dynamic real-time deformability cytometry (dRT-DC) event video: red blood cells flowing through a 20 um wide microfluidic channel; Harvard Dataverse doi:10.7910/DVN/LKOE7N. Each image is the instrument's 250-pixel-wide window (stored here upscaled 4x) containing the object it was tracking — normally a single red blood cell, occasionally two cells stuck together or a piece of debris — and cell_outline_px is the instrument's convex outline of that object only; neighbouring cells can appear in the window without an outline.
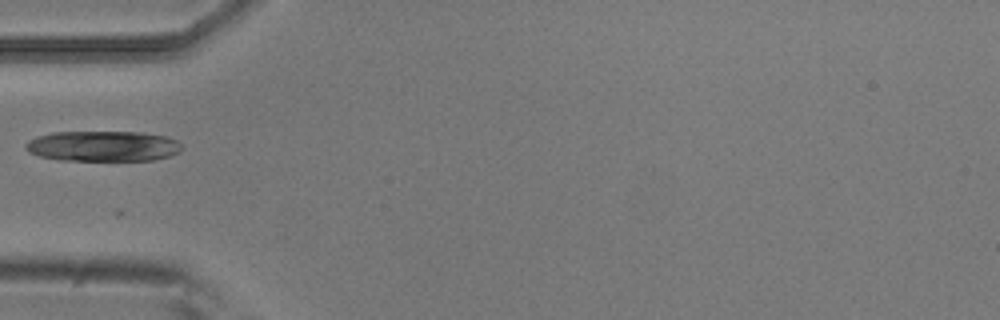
{"species": "common noctule bat (a hibernating species)", "species_latin": "Nyctalus noctula", "temperature_condition": "room temperature", "stored_images_in_passage": 2, "camera_frame_rate_fps": 3000, "um_per_image_px": 0.085, "animal": {"sex": "male", "body_mass_g": 20.5, "forearm_length_mm": 52.5}, "frame": {"image": 1, "passage_image": 1, "time_ms": 0.0, "image_size_px": [1000, 320], "cell_outline_px": [[184, 148], [180, 152], [168, 156], [152, 160], [60, 160], [40, 156], [28, 152], [24, 148], [24, 144], [28, 140], [36, 136], [52, 132], [140, 132], [168, 136], [184, 144]], "centroid_in_image_um": [8.76, 12.41], "position_along_channel_um": 76.2, "area_um2": 28.03}}